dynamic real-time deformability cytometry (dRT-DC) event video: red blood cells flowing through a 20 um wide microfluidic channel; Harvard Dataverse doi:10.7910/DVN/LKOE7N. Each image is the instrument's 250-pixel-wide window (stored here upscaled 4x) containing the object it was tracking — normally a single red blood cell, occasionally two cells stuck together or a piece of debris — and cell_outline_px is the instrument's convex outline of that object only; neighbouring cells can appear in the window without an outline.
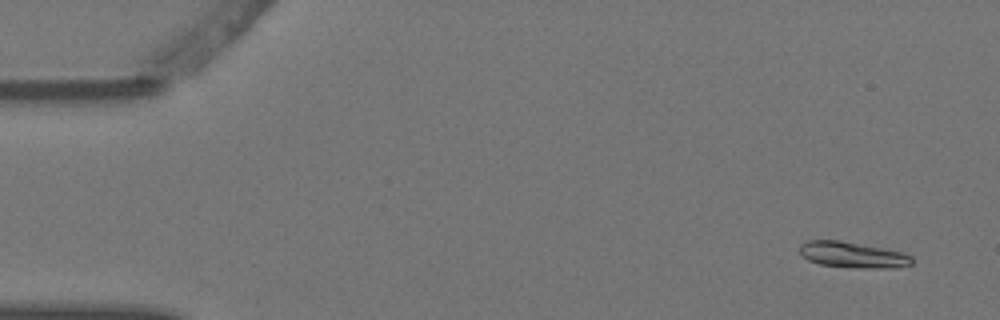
{"species": "Egyptian fruit bat (a non-hibernating species)", "species_latin": "Rousettus aegyptiacus", "temperature_condition": "warm", "stored_images_in_passage": 3, "camera_frame_rate_fps": 3000, "um_per_image_px": 0.085, "animal": {"sex": "female"}, "frame": {"image": 1, "passage_image": 1, "time_ms": 0.0, "image_size_px": [1000, 320], "cell_outline_px": [[912, 264], [896, 268], [856, 268], [820, 264], [808, 260], [800, 256], [800, 244], [808, 240], [840, 240], [884, 248], [904, 252], [912, 256]], "centroid_in_image_um": [72.48, 21.66], "position_along_channel_um": 12.5, "area_um2": 17.17}}